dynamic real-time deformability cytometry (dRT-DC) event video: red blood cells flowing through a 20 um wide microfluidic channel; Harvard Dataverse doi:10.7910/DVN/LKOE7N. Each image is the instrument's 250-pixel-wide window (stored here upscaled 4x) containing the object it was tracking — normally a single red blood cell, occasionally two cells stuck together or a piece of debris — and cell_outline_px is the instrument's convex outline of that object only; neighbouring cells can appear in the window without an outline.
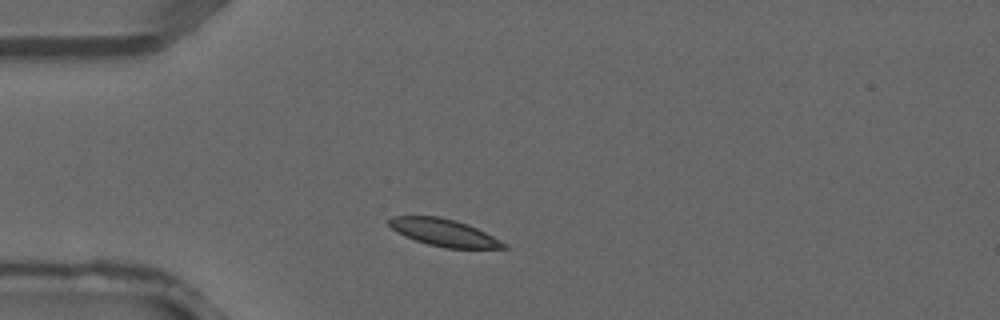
{"species": "common noctule bat (a hibernating species)", "species_latin": "Nyctalus noctula", "temperature_condition": "warm", "stored_images_in_passage": 1, "camera_frame_rate_fps": 3000, "um_per_image_px": 0.085, "animal": {"sex": "male", "forearm_length_mm": 52.5}, "frame": {"image": 1, "passage_image": 1, "time_ms": 0.0, "image_size_px": [1000, 320], "cell_outline_px": [[508, 248], [444, 248], [428, 244], [404, 236], [396, 232], [388, 224], [388, 220], [392, 216], [440, 216], [456, 220], [468, 224], [508, 244]], "centroid_in_image_um": [37.72, 19.76], "position_along_channel_um": 47.3, "area_um2": 18.15}}